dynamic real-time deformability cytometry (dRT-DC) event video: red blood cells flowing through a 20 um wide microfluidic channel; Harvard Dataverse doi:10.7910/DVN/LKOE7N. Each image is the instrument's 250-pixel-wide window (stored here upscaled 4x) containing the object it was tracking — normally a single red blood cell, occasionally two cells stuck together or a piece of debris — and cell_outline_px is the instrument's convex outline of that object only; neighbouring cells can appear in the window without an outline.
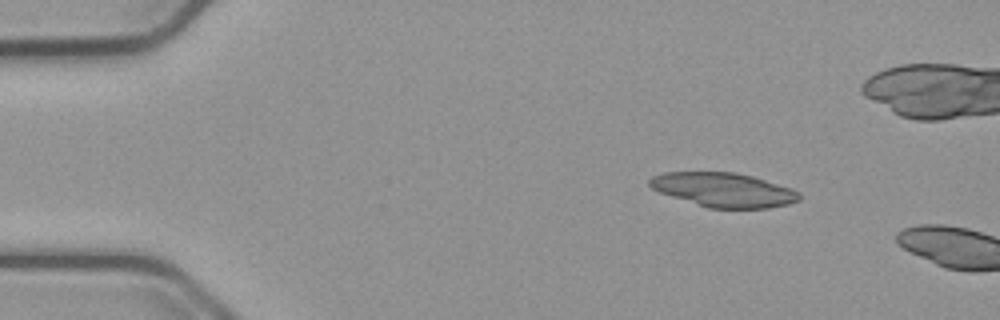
{"species": "common noctule bat (a hibernating species)", "species_latin": "Nyctalus noctula", "temperature_condition": "cold", "stored_images_in_passage": 5, "camera_frame_rate_fps": 3000, "um_per_image_px": 0.085, "animal": {"sex": "male", "body_mass_g": 23.1, "forearm_length_mm": 52.7}, "frame": {"image": 1, "passage_image": 2, "time_ms": 0.333, "image_size_px": [1000, 320], "cell_outline_px": [[800, 200], [788, 204], [768, 208], [708, 208], [660, 192], [652, 188], [648, 184], [648, 180], [652, 176], [664, 172], [736, 172], [752, 176], [792, 188], [800, 192]], "centroid_in_image_um": [61.52, 16.13], "position_along_channel_um": 23.5, "area_um2": 29.77}}